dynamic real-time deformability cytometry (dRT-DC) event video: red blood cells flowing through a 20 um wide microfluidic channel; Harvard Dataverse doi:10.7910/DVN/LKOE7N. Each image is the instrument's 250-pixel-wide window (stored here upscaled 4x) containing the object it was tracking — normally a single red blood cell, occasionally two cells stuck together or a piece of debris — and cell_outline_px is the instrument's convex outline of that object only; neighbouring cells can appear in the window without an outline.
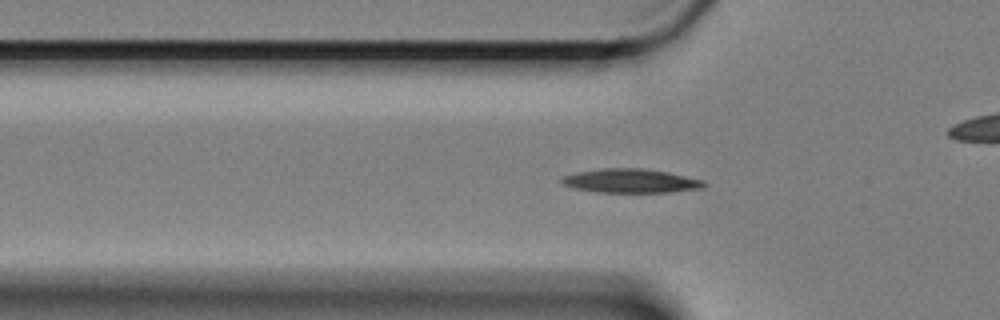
{"species": "Egyptian fruit bat (a non-hibernating species)", "species_latin": "Rousettus aegyptiacus", "temperature_condition": "cold", "stored_images_in_passage": 54, "camera_frame_rate_fps": 3000, "um_per_image_px": 0.085, "animal": {"sex": "female"}, "frame": {"image": 1, "passage_image": 13, "time_ms": 4.0, "image_size_px": [1000, 320], "cell_outline_px": [[708, 184], [704, 188], [672, 192], [596, 192], [572, 188], [560, 184], [560, 176], [576, 172], [604, 168], [640, 168], [668, 172], [704, 180]], "centroid_in_image_um": [53.58, 15.38], "position_along_channel_um": 72.2, "area_um2": 20.17}}
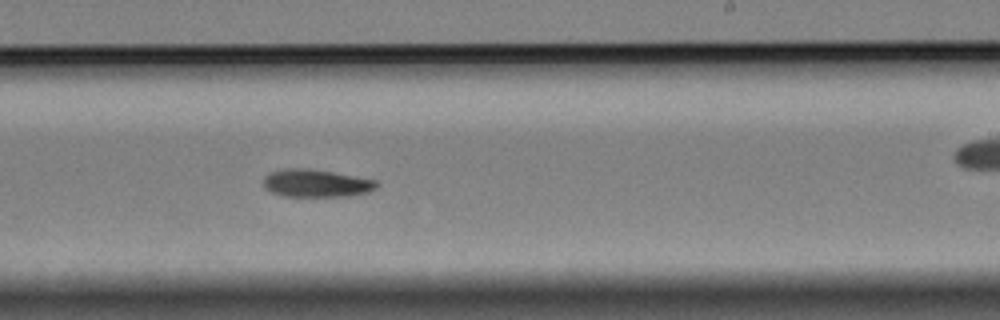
{"frame": {"image": 2, "passage_image": 30, "time_ms": 9.667, "image_size_px": [1000, 320], "cell_outline_px": [[380, 184], [376, 188], [368, 192], [352, 196], [284, 196], [272, 192], [264, 188], [264, 176], [268, 172], [284, 168], [308, 168], [332, 172], [376, 180]], "centroid_in_image_um": [26.86, 15.57], "position_along_channel_um": 262.1, "area_um2": 18.38}}
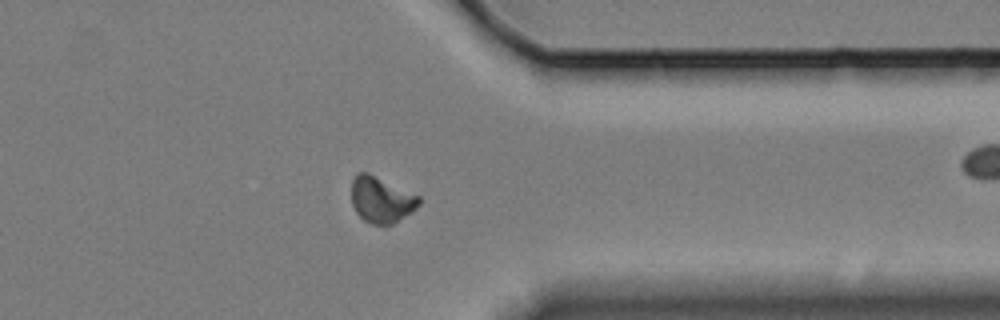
{"frame": {"image": 3, "passage_image": 41, "time_ms": 13.333, "image_size_px": [1000, 320], "cell_outline_px": [[420, 204], [416, 208], [392, 224], [372, 224], [364, 220], [356, 212], [352, 204], [352, 176], [356, 172], [368, 172], [420, 196]], "centroid_in_image_um": [32.38, 16.94], "position_along_channel_um": 379.0, "area_um2": 18.03}, "authors_computed_cell_mechanics": {"area_um2": 18.1492, "velocity_mm_per_s": 3.3428, "shape_relaxation_time_tau1_ms": 4.8495, "shape_relaxation_time_tau2_ms": null, "deformation_change_tau1": 0.1114, "deformation_change_tau2": null}}